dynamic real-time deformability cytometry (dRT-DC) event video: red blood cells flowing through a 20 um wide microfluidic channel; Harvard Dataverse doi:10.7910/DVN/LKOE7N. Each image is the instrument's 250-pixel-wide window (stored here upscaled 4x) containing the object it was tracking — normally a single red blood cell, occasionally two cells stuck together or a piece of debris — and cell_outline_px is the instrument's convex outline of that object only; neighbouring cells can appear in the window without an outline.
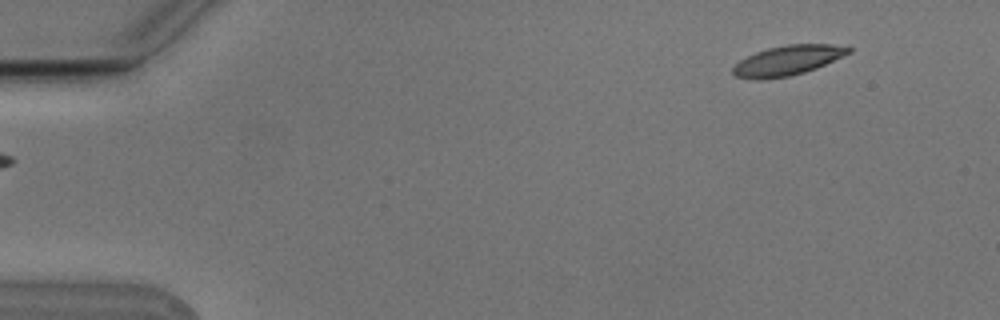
{"species": "Egyptian fruit bat (a non-hibernating species)", "species_latin": "Rousettus aegyptiacus", "temperature_condition": "cold", "stored_images_in_passage": 6, "segment_of_instrument_passage": [2, 2], "camera_frame_rate_fps": 3000, "um_per_image_px": 0.085, "animal": {"sex": "male"}, "frame": {"image": 1, "passage_image": 6, "time_ms": 1.667, "image_size_px": [1000, 320], "cell_outline_px": [[852, 52], [816, 68], [804, 72], [788, 76], [764, 80], [756, 80], [736, 76], [732, 72], [732, 68], [740, 60], [756, 52], [768, 48], [788, 44], [832, 44], [852, 48]], "centroid_in_image_um": [66.94, 5.14], "position_along_channel_um": 18.1, "area_um2": 20.0}}